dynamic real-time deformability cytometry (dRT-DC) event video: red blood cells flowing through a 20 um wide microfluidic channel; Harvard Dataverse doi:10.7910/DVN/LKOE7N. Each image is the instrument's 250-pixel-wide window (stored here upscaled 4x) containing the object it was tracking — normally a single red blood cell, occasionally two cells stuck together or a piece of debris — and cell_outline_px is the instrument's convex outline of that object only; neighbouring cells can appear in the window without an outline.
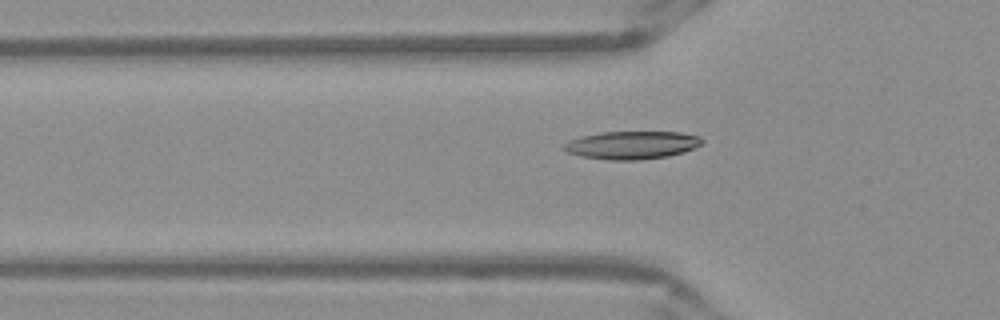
{"species": "Egyptian fruit bat (a non-hibernating species)", "species_latin": "Rousettus aegyptiacus", "temperature_condition": "warm", "stored_images_in_passage": 39, "camera_frame_rate_fps": 3000, "um_per_image_px": 0.085, "frame": {"image": 1, "passage_image": 8, "time_ms": 2.333, "image_size_px": [1000, 320], "cell_outline_px": [[704, 140], [700, 144], [684, 152], [668, 156], [636, 160], [608, 160], [580, 156], [568, 152], [560, 148], [568, 140], [580, 136], [600, 132], [680, 132], [700, 136]], "centroid_in_image_um": [53.66, 12.33], "position_along_channel_um": 72.1, "area_um2": 22.6}}
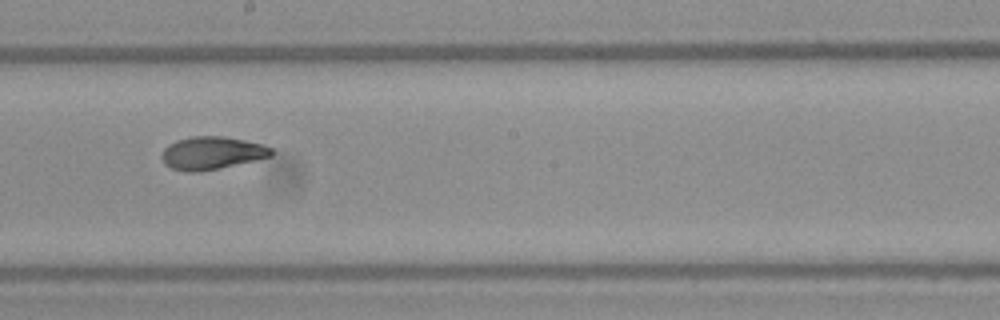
{"frame": {"image": 2, "passage_image": 20, "time_ms": 6.333, "image_size_px": [1000, 320], "cell_outline_px": [[272, 156], [256, 160], [200, 172], [184, 172], [172, 168], [164, 164], [160, 156], [164, 148], [176, 140], [192, 136], [224, 136], [264, 144], [272, 148]], "centroid_in_image_um": [17.99, 13.01], "position_along_channel_um": 230.2, "area_um2": 21.1}}
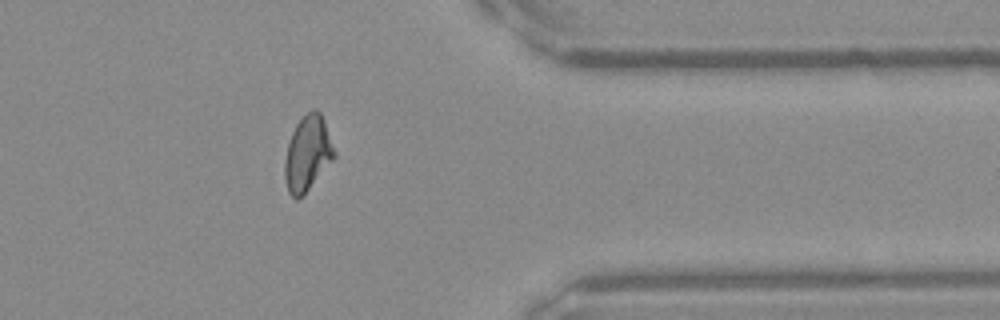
{"frame": {"image": 3, "passage_image": 33, "time_ms": 10.667, "image_size_px": [1000, 320], "cell_outline_px": [[336, 156], [308, 188], [296, 200], [288, 192], [284, 176], [284, 160], [288, 144], [292, 132], [296, 124], [312, 108], [316, 108], [320, 112], [324, 120], [336, 152]], "centroid_in_image_um": [26.14, 13.01], "position_along_channel_um": 385.3, "area_um2": 21.33}, "authors_computed_cell_mechanics": {"area_um2": 21.2126, "velocity_mm_per_s": 3.9167, "shape_relaxation_time_tau1_ms": 9.2734, "shape_relaxation_time_tau2_ms": 2.5011, "deformation_change_tau1": 0.2678, "deformation_change_tau2": 0.0562}}